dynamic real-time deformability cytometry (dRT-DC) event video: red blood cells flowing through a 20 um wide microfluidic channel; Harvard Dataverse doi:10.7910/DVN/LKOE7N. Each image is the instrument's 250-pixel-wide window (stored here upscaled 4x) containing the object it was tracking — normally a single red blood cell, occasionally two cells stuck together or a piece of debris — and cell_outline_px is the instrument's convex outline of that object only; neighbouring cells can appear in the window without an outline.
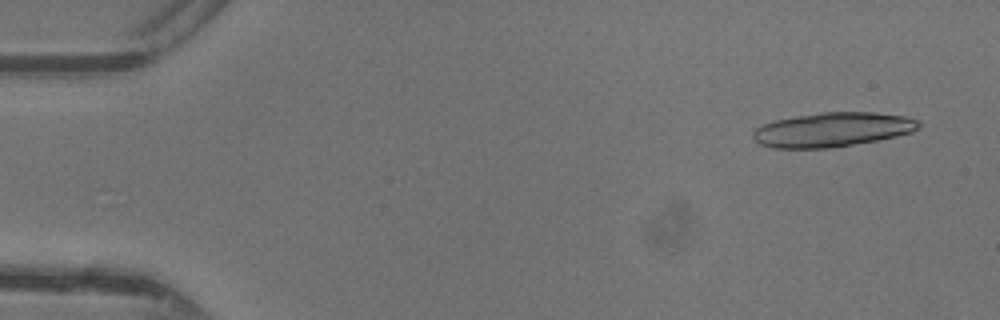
{"species": "common noctule bat (a hibernating species)", "species_latin": "Nyctalus noctula", "temperature_condition": "warm", "stored_images_in_passage": 17, "camera_frame_rate_fps": 3000, "um_per_image_px": 0.085, "animal": {"sex": "female"}, "frame": {"image": 1, "passage_image": 3, "time_ms": 0.667, "image_size_px": [1000, 320], "cell_outline_px": [[920, 128], [912, 132], [896, 136], [876, 140], [828, 148], [772, 148], [760, 144], [752, 136], [752, 132], [756, 128], [764, 124], [776, 120], [796, 116], [820, 112], [876, 112], [908, 116], [920, 120]], "centroid_in_image_um": [70.8, 11.01], "position_along_channel_um": 14.2, "area_um2": 33.18}}